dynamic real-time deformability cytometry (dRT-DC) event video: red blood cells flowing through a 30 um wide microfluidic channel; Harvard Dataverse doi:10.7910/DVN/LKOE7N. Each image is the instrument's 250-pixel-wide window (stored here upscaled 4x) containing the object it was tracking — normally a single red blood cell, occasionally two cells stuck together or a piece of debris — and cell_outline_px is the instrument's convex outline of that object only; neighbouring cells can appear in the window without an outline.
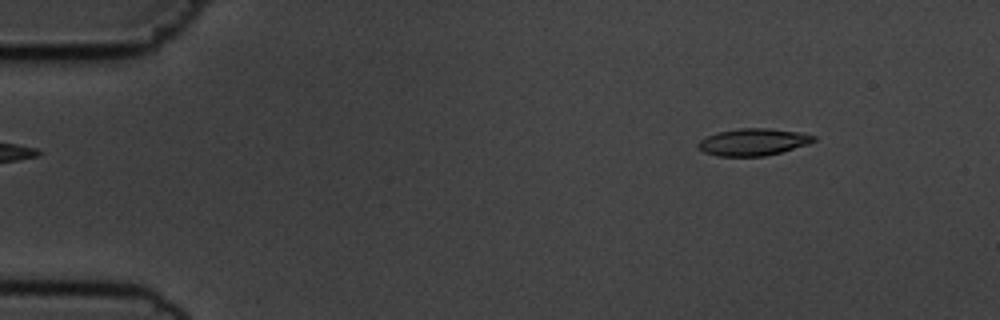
{"species": "common noctule bat (a hibernating species)", "species_latin": "Nyctalus noctula", "temperature_condition": "cold", "stored_images_in_passage": 49, "camera_frame_rate_fps": 3000, "um_per_image_px": 0.085, "animal": {"sex": "male", "body_mass_g": 19.5, "forearm_length_mm": 54.6}, "frame": {"image": 1, "passage_image": 1, "time_ms": 0.0, "image_size_px": [1000, 320], "cell_outline_px": [[816, 140], [808, 144], [780, 152], [764, 156], [716, 156], [704, 152], [696, 144], [700, 140], [716, 132], [740, 128], [768, 128], [800, 132], [816, 136]], "centroid_in_image_um": [64.01, 12.06], "position_along_channel_um": 21.0, "area_um2": 18.15}}
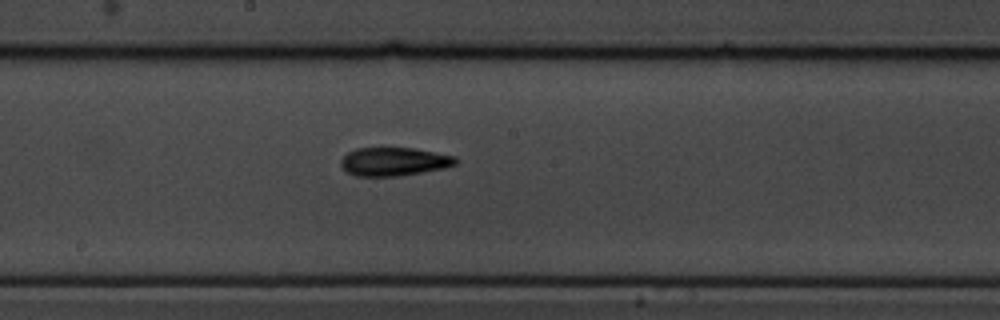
{"frame": {"image": 2, "passage_image": 24, "time_ms": 7.667, "image_size_px": [1000, 320], "cell_outline_px": [[460, 160], [456, 164], [444, 168], [396, 176], [356, 176], [348, 172], [340, 164], [340, 160], [348, 152], [356, 148], [416, 148], [456, 156]], "centroid_in_image_um": [33.52, 13.72], "position_along_channel_um": 214.7, "area_um2": 19.02}}
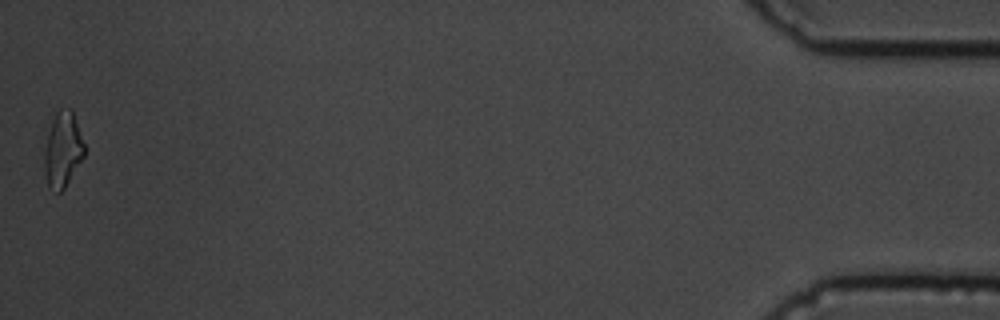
{"frame": {"image": 3, "passage_image": 49, "time_ms": 16.0, "image_size_px": [1000, 320], "cell_outline_px": [[84, 156], [64, 188], [60, 192], [56, 192], [48, 188], [44, 172], [44, 152], [52, 120], [56, 112], [60, 108], [72, 108], [84, 144]], "centroid_in_image_um": [5.32, 12.73], "position_along_channel_um": 429.9, "area_um2": 17.4}, "authors_computed_cell_mechanics": {"area_um2": 18.496, "velocity_mm_per_s": 3.6711, "shape_relaxation_time_tau1_ms": 4.6862, "shape_relaxation_time_tau2_ms": 3.7936, "deformation_change_tau1": 0.1466, "deformation_change_tau2": 0.1223}}